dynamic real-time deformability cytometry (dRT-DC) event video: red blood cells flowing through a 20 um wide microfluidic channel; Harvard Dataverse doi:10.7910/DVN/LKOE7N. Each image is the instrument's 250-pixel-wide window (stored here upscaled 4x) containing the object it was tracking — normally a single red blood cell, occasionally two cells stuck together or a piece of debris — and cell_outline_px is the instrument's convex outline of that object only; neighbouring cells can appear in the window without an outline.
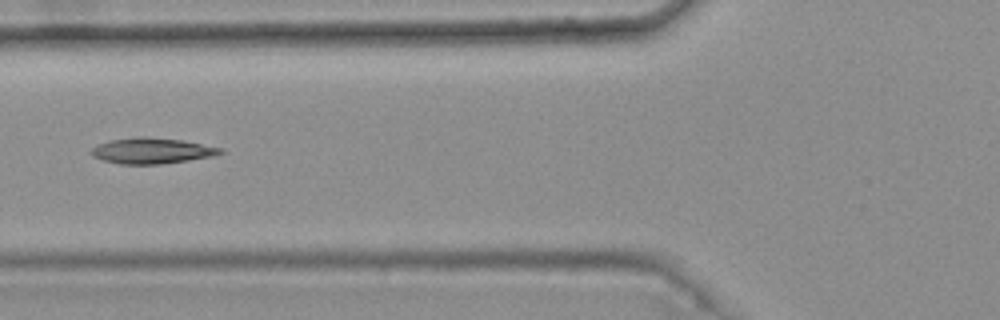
{"species": "common noctule bat (a hibernating species)", "species_latin": "Nyctalus noctula", "temperature_condition": "warm", "stored_images_in_passage": 9, "camera_frame_rate_fps": 3000, "um_per_image_px": 0.085, "animal": {"sex": "female", "body_mass_g": 25.1}, "frame": {"image": 1, "passage_image": 6, "time_ms": 1.667, "image_size_px": [1000, 320], "cell_outline_px": [[224, 152], [216, 156], [160, 164], [120, 164], [104, 160], [92, 156], [88, 152], [96, 144], [108, 140], [140, 136], [144, 136], [184, 140], [224, 148]], "centroid_in_image_um": [12.91, 12.8], "position_along_channel_um": 112.9, "area_um2": 19.71}}
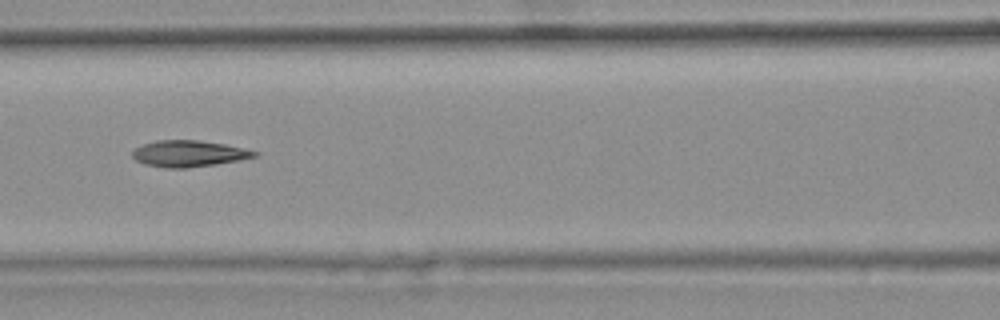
{"frame": {"image": 2, "passage_image": 7, "time_ms": 2.0, "image_size_px": [1000, 320], "cell_outline_px": [[260, 156], [240, 160], [216, 164], [188, 168], [164, 168], [144, 164], [136, 160], [132, 156], [132, 152], [136, 148], [144, 144], [156, 140], [196, 140], [224, 144], [244, 148], [260, 152]], "centroid_in_image_um": [16.08, 13.06], "position_along_channel_um": 150.5, "area_um2": 18.84}}
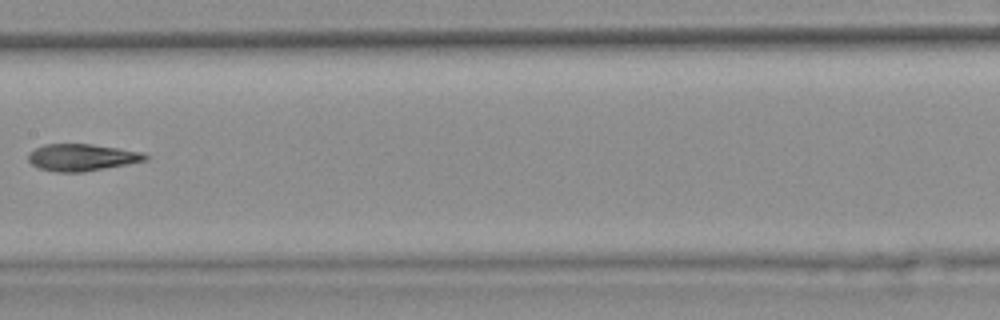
{"frame": {"image": 3, "passage_image": 8, "time_ms": 2.333, "image_size_px": [1000, 320], "cell_outline_px": [[148, 160], [128, 164], [80, 172], [56, 172], [40, 168], [32, 164], [28, 160], [28, 156], [36, 148], [44, 144], [92, 144], [144, 152], [148, 156]], "centroid_in_image_um": [6.99, 13.37], "position_along_channel_um": 200.4, "area_um2": 18.21}}